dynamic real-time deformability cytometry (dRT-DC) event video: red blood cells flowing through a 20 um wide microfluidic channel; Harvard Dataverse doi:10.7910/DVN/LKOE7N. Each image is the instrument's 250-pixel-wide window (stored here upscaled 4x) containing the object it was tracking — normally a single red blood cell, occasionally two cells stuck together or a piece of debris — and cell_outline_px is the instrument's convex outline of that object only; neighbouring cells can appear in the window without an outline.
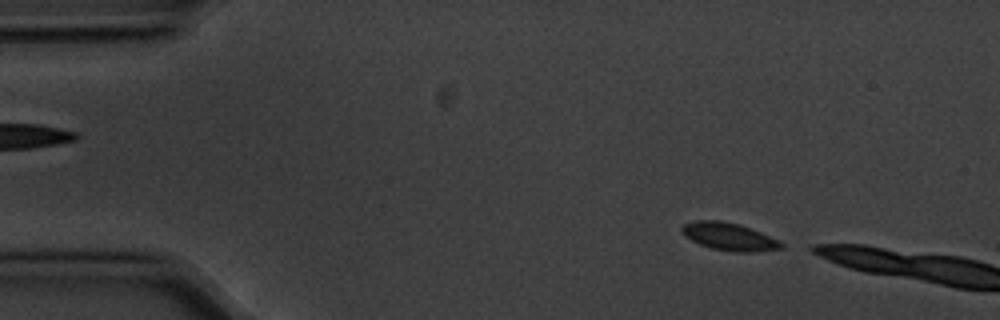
{"species": "common noctule bat (a hibernating species)", "species_latin": "Nyctalus noctula", "temperature_condition": "cold", "stored_images_in_passage": 6, "segment_of_instrument_passage": [2, 2], "camera_frame_rate_fps": 3000, "um_per_image_px": 0.085, "animal": {"sex": "male", "body_mass_g": 20.1, "forearm_length_mm": 53.5}, "frame": {"image": 1, "passage_image": 6, "time_ms": 1.667, "image_size_px": [1000, 320], "cell_outline_px": [[784, 248], [752, 252], [732, 252], [712, 248], [700, 244], [684, 236], [680, 228], [684, 224], [696, 220], [720, 220], [740, 224], [780, 240], [784, 244]], "centroid_in_image_um": [61.99, 20.11], "position_along_channel_um": 23.0, "area_um2": 16.07}}